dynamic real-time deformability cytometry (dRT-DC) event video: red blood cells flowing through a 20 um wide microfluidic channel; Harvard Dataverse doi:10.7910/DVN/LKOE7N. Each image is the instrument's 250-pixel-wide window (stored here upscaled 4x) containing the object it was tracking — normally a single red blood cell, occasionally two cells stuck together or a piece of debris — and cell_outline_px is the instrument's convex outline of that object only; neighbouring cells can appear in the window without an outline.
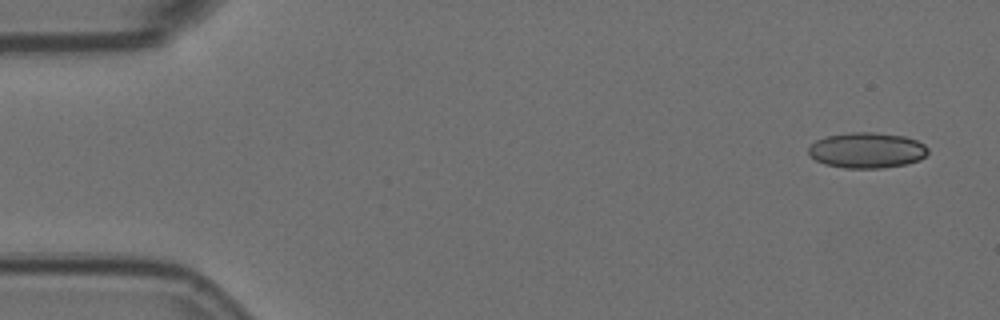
{"species": "Egyptian fruit bat (a non-hibernating species)", "species_latin": "Rousettus aegyptiacus", "temperature_condition": "room temperature", "stored_images_in_passage": 5, "camera_frame_rate_fps": 3000, "um_per_image_px": 0.085, "animal": {"sex": "female"}, "frame": {"image": 1, "passage_image": 1, "time_ms": 0.0, "image_size_px": [1000, 320], "cell_outline_px": [[928, 152], [920, 160], [908, 164], [884, 168], [844, 168], [824, 164], [816, 160], [808, 152], [808, 148], [816, 140], [824, 136], [852, 132], [872, 132], [904, 136], [916, 140], [924, 144], [928, 148]], "centroid_in_image_um": [73.69, 12.78], "position_along_channel_um": 11.3, "area_um2": 24.91}}
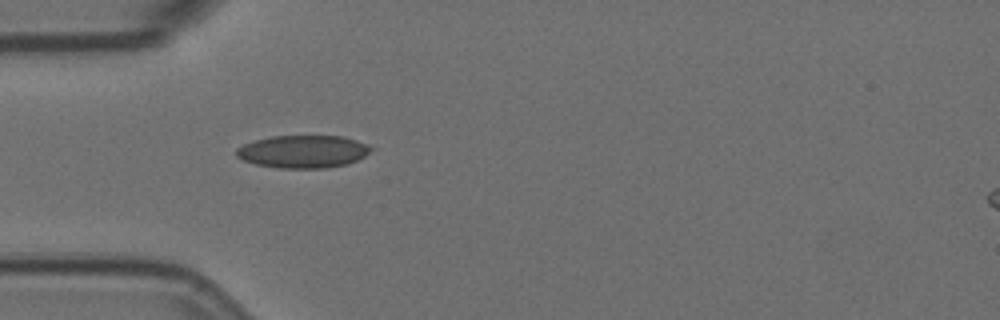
{"frame": {"image": 2, "passage_image": 5, "time_ms": 1.333, "image_size_px": [1000, 320], "cell_outline_px": [[376, 148], [364, 156], [348, 164], [324, 168], [280, 168], [256, 164], [244, 160], [236, 156], [236, 148], [244, 144], [256, 140], [272, 136], [344, 136], [368, 144]], "centroid_in_image_um": [25.8, 12.88], "position_along_channel_um": 59.2, "area_um2": 25.66}}